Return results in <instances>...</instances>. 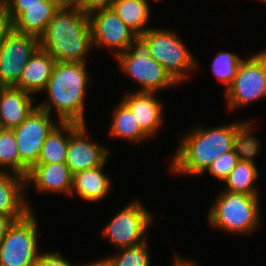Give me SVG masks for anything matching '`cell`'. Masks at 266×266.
<instances>
[{
  "label": "cell",
  "instance_id": "6da1fadb",
  "mask_svg": "<svg viewBox=\"0 0 266 266\" xmlns=\"http://www.w3.org/2000/svg\"><path fill=\"white\" fill-rule=\"evenodd\" d=\"M86 64L87 62H56L48 84L43 90L47 93L48 100L38 103V108L50 115L55 109L60 122L86 124L84 99L91 79Z\"/></svg>",
  "mask_w": 266,
  "mask_h": 266
},
{
  "label": "cell",
  "instance_id": "7a4b0ae2",
  "mask_svg": "<svg viewBox=\"0 0 266 266\" xmlns=\"http://www.w3.org/2000/svg\"><path fill=\"white\" fill-rule=\"evenodd\" d=\"M39 46L56 62H86L93 48L89 15L78 10L59 9L40 36Z\"/></svg>",
  "mask_w": 266,
  "mask_h": 266
},
{
  "label": "cell",
  "instance_id": "3957f363",
  "mask_svg": "<svg viewBox=\"0 0 266 266\" xmlns=\"http://www.w3.org/2000/svg\"><path fill=\"white\" fill-rule=\"evenodd\" d=\"M238 122L214 128L196 127L183 135L171 163L176 174L203 175L212 162L233 150V139Z\"/></svg>",
  "mask_w": 266,
  "mask_h": 266
},
{
  "label": "cell",
  "instance_id": "277c9868",
  "mask_svg": "<svg viewBox=\"0 0 266 266\" xmlns=\"http://www.w3.org/2000/svg\"><path fill=\"white\" fill-rule=\"evenodd\" d=\"M208 212L211 226L228 233L250 234L261 221L258 195L221 192Z\"/></svg>",
  "mask_w": 266,
  "mask_h": 266
},
{
  "label": "cell",
  "instance_id": "5b68a950",
  "mask_svg": "<svg viewBox=\"0 0 266 266\" xmlns=\"http://www.w3.org/2000/svg\"><path fill=\"white\" fill-rule=\"evenodd\" d=\"M177 34L169 29L150 28L141 37L149 46L150 56L179 84L197 67V61Z\"/></svg>",
  "mask_w": 266,
  "mask_h": 266
},
{
  "label": "cell",
  "instance_id": "8992f818",
  "mask_svg": "<svg viewBox=\"0 0 266 266\" xmlns=\"http://www.w3.org/2000/svg\"><path fill=\"white\" fill-rule=\"evenodd\" d=\"M116 59L123 72L142 86L137 92L157 93L177 85L164 67L150 56L149 46L141 36H137L128 50Z\"/></svg>",
  "mask_w": 266,
  "mask_h": 266
},
{
  "label": "cell",
  "instance_id": "52a82bcc",
  "mask_svg": "<svg viewBox=\"0 0 266 266\" xmlns=\"http://www.w3.org/2000/svg\"><path fill=\"white\" fill-rule=\"evenodd\" d=\"M228 109L253 103L266 97V51L242 60L231 86L225 91Z\"/></svg>",
  "mask_w": 266,
  "mask_h": 266
},
{
  "label": "cell",
  "instance_id": "ba28073f",
  "mask_svg": "<svg viewBox=\"0 0 266 266\" xmlns=\"http://www.w3.org/2000/svg\"><path fill=\"white\" fill-rule=\"evenodd\" d=\"M37 218L30 211L14 221L0 243V266H33L41 252L38 248Z\"/></svg>",
  "mask_w": 266,
  "mask_h": 266
},
{
  "label": "cell",
  "instance_id": "9c48e42d",
  "mask_svg": "<svg viewBox=\"0 0 266 266\" xmlns=\"http://www.w3.org/2000/svg\"><path fill=\"white\" fill-rule=\"evenodd\" d=\"M152 218L147 208L135 200L126 205L105 225L101 235L113 243L118 250L137 246L147 241L145 233Z\"/></svg>",
  "mask_w": 266,
  "mask_h": 266
},
{
  "label": "cell",
  "instance_id": "30bf717a",
  "mask_svg": "<svg viewBox=\"0 0 266 266\" xmlns=\"http://www.w3.org/2000/svg\"><path fill=\"white\" fill-rule=\"evenodd\" d=\"M60 123L54 124L51 115L38 107L17 127L13 128L19 157L21 160V176L37 164L41 147L47 136Z\"/></svg>",
  "mask_w": 266,
  "mask_h": 266
},
{
  "label": "cell",
  "instance_id": "8fae6325",
  "mask_svg": "<svg viewBox=\"0 0 266 266\" xmlns=\"http://www.w3.org/2000/svg\"><path fill=\"white\" fill-rule=\"evenodd\" d=\"M37 37L10 29L0 47V87H14L22 70L39 48Z\"/></svg>",
  "mask_w": 266,
  "mask_h": 266
},
{
  "label": "cell",
  "instance_id": "7c38bea8",
  "mask_svg": "<svg viewBox=\"0 0 266 266\" xmlns=\"http://www.w3.org/2000/svg\"><path fill=\"white\" fill-rule=\"evenodd\" d=\"M92 44L94 47L114 49L116 56L128 50L137 35L119 18L112 8L92 12L89 15Z\"/></svg>",
  "mask_w": 266,
  "mask_h": 266
},
{
  "label": "cell",
  "instance_id": "4fadbf2b",
  "mask_svg": "<svg viewBox=\"0 0 266 266\" xmlns=\"http://www.w3.org/2000/svg\"><path fill=\"white\" fill-rule=\"evenodd\" d=\"M85 124L69 122V143L65 164L72 174L106 164L109 151L104 145L88 140Z\"/></svg>",
  "mask_w": 266,
  "mask_h": 266
},
{
  "label": "cell",
  "instance_id": "5bb4252c",
  "mask_svg": "<svg viewBox=\"0 0 266 266\" xmlns=\"http://www.w3.org/2000/svg\"><path fill=\"white\" fill-rule=\"evenodd\" d=\"M0 10L9 19L12 30L39 39L59 9L51 0H43L42 5L0 6Z\"/></svg>",
  "mask_w": 266,
  "mask_h": 266
},
{
  "label": "cell",
  "instance_id": "9a60e30c",
  "mask_svg": "<svg viewBox=\"0 0 266 266\" xmlns=\"http://www.w3.org/2000/svg\"><path fill=\"white\" fill-rule=\"evenodd\" d=\"M156 93H127L122 102L130 109L141 129L151 138L163 123V106Z\"/></svg>",
  "mask_w": 266,
  "mask_h": 266
},
{
  "label": "cell",
  "instance_id": "2e32d148",
  "mask_svg": "<svg viewBox=\"0 0 266 266\" xmlns=\"http://www.w3.org/2000/svg\"><path fill=\"white\" fill-rule=\"evenodd\" d=\"M24 187L26 183L23 176L9 171H0V214L18 221L32 211L25 200L24 196L28 190Z\"/></svg>",
  "mask_w": 266,
  "mask_h": 266
},
{
  "label": "cell",
  "instance_id": "e0dca14e",
  "mask_svg": "<svg viewBox=\"0 0 266 266\" xmlns=\"http://www.w3.org/2000/svg\"><path fill=\"white\" fill-rule=\"evenodd\" d=\"M26 187L31 183L35 184L36 189L43 193H64L70 195L72 185V173L65 164H36L25 177Z\"/></svg>",
  "mask_w": 266,
  "mask_h": 266
},
{
  "label": "cell",
  "instance_id": "ac0fdd59",
  "mask_svg": "<svg viewBox=\"0 0 266 266\" xmlns=\"http://www.w3.org/2000/svg\"><path fill=\"white\" fill-rule=\"evenodd\" d=\"M31 93L15 87H0V123L3 129H13L38 106Z\"/></svg>",
  "mask_w": 266,
  "mask_h": 266
},
{
  "label": "cell",
  "instance_id": "d6986e66",
  "mask_svg": "<svg viewBox=\"0 0 266 266\" xmlns=\"http://www.w3.org/2000/svg\"><path fill=\"white\" fill-rule=\"evenodd\" d=\"M55 64L53 56L39 47L22 70L18 83L14 87L32 95L43 92Z\"/></svg>",
  "mask_w": 266,
  "mask_h": 266
},
{
  "label": "cell",
  "instance_id": "ffe728a7",
  "mask_svg": "<svg viewBox=\"0 0 266 266\" xmlns=\"http://www.w3.org/2000/svg\"><path fill=\"white\" fill-rule=\"evenodd\" d=\"M104 165L72 174L70 195L76 192L79 197L90 202L104 199L112 185L103 173Z\"/></svg>",
  "mask_w": 266,
  "mask_h": 266
},
{
  "label": "cell",
  "instance_id": "44dd1931",
  "mask_svg": "<svg viewBox=\"0 0 266 266\" xmlns=\"http://www.w3.org/2000/svg\"><path fill=\"white\" fill-rule=\"evenodd\" d=\"M148 0H115L112 9L137 36L148 29L150 9Z\"/></svg>",
  "mask_w": 266,
  "mask_h": 266
},
{
  "label": "cell",
  "instance_id": "7402d4cb",
  "mask_svg": "<svg viewBox=\"0 0 266 266\" xmlns=\"http://www.w3.org/2000/svg\"><path fill=\"white\" fill-rule=\"evenodd\" d=\"M110 135L126 139L131 142L141 143L150 137L141 129L130 109L120 101L113 110Z\"/></svg>",
  "mask_w": 266,
  "mask_h": 266
},
{
  "label": "cell",
  "instance_id": "603a6c76",
  "mask_svg": "<svg viewBox=\"0 0 266 266\" xmlns=\"http://www.w3.org/2000/svg\"><path fill=\"white\" fill-rule=\"evenodd\" d=\"M68 143L69 122H60L43 143L37 164L65 162Z\"/></svg>",
  "mask_w": 266,
  "mask_h": 266
},
{
  "label": "cell",
  "instance_id": "cb8c5ba5",
  "mask_svg": "<svg viewBox=\"0 0 266 266\" xmlns=\"http://www.w3.org/2000/svg\"><path fill=\"white\" fill-rule=\"evenodd\" d=\"M258 175L259 171L256 164L238 161L235 168L223 181L227 186L224 191L246 195H259L255 185Z\"/></svg>",
  "mask_w": 266,
  "mask_h": 266
},
{
  "label": "cell",
  "instance_id": "d4e9b609",
  "mask_svg": "<svg viewBox=\"0 0 266 266\" xmlns=\"http://www.w3.org/2000/svg\"><path fill=\"white\" fill-rule=\"evenodd\" d=\"M251 124V121L238 122L233 139V150L239 161L255 164L254 157L259 153L260 143L255 136H251L253 132L252 126H254Z\"/></svg>",
  "mask_w": 266,
  "mask_h": 266
},
{
  "label": "cell",
  "instance_id": "484cf974",
  "mask_svg": "<svg viewBox=\"0 0 266 266\" xmlns=\"http://www.w3.org/2000/svg\"><path fill=\"white\" fill-rule=\"evenodd\" d=\"M7 168L9 172L21 176V160L12 129L0 131V171H7Z\"/></svg>",
  "mask_w": 266,
  "mask_h": 266
},
{
  "label": "cell",
  "instance_id": "4316f807",
  "mask_svg": "<svg viewBox=\"0 0 266 266\" xmlns=\"http://www.w3.org/2000/svg\"><path fill=\"white\" fill-rule=\"evenodd\" d=\"M243 59L238 54L219 51L212 62V72L225 86V91L231 86L239 65Z\"/></svg>",
  "mask_w": 266,
  "mask_h": 266
},
{
  "label": "cell",
  "instance_id": "83f0119b",
  "mask_svg": "<svg viewBox=\"0 0 266 266\" xmlns=\"http://www.w3.org/2000/svg\"><path fill=\"white\" fill-rule=\"evenodd\" d=\"M147 242L120 249L121 253L107 256L110 266H151Z\"/></svg>",
  "mask_w": 266,
  "mask_h": 266
},
{
  "label": "cell",
  "instance_id": "f1b7e54d",
  "mask_svg": "<svg viewBox=\"0 0 266 266\" xmlns=\"http://www.w3.org/2000/svg\"><path fill=\"white\" fill-rule=\"evenodd\" d=\"M238 161L236 153L231 150L215 159L205 172L208 171L210 175L223 182L235 168Z\"/></svg>",
  "mask_w": 266,
  "mask_h": 266
},
{
  "label": "cell",
  "instance_id": "f546056e",
  "mask_svg": "<svg viewBox=\"0 0 266 266\" xmlns=\"http://www.w3.org/2000/svg\"><path fill=\"white\" fill-rule=\"evenodd\" d=\"M33 266H74L63 258L59 250L55 253H41Z\"/></svg>",
  "mask_w": 266,
  "mask_h": 266
},
{
  "label": "cell",
  "instance_id": "4dcf8cb0",
  "mask_svg": "<svg viewBox=\"0 0 266 266\" xmlns=\"http://www.w3.org/2000/svg\"><path fill=\"white\" fill-rule=\"evenodd\" d=\"M115 0H83V13L90 15L92 12L112 8Z\"/></svg>",
  "mask_w": 266,
  "mask_h": 266
},
{
  "label": "cell",
  "instance_id": "1f68e13d",
  "mask_svg": "<svg viewBox=\"0 0 266 266\" xmlns=\"http://www.w3.org/2000/svg\"><path fill=\"white\" fill-rule=\"evenodd\" d=\"M58 9L83 12V0H51Z\"/></svg>",
  "mask_w": 266,
  "mask_h": 266
},
{
  "label": "cell",
  "instance_id": "d6a6232c",
  "mask_svg": "<svg viewBox=\"0 0 266 266\" xmlns=\"http://www.w3.org/2000/svg\"><path fill=\"white\" fill-rule=\"evenodd\" d=\"M43 0H0V6H33L42 5Z\"/></svg>",
  "mask_w": 266,
  "mask_h": 266
},
{
  "label": "cell",
  "instance_id": "836d02e7",
  "mask_svg": "<svg viewBox=\"0 0 266 266\" xmlns=\"http://www.w3.org/2000/svg\"><path fill=\"white\" fill-rule=\"evenodd\" d=\"M14 220L6 215L0 214V243L6 236L9 227L13 224Z\"/></svg>",
  "mask_w": 266,
  "mask_h": 266
},
{
  "label": "cell",
  "instance_id": "e575fe53",
  "mask_svg": "<svg viewBox=\"0 0 266 266\" xmlns=\"http://www.w3.org/2000/svg\"><path fill=\"white\" fill-rule=\"evenodd\" d=\"M11 29V23L7 17L4 16L2 11L0 10V47L4 36L9 32Z\"/></svg>",
  "mask_w": 266,
  "mask_h": 266
},
{
  "label": "cell",
  "instance_id": "d590c367",
  "mask_svg": "<svg viewBox=\"0 0 266 266\" xmlns=\"http://www.w3.org/2000/svg\"><path fill=\"white\" fill-rule=\"evenodd\" d=\"M172 266H198V264L192 260H185V258L177 256Z\"/></svg>",
  "mask_w": 266,
  "mask_h": 266
},
{
  "label": "cell",
  "instance_id": "8d00e7d4",
  "mask_svg": "<svg viewBox=\"0 0 266 266\" xmlns=\"http://www.w3.org/2000/svg\"><path fill=\"white\" fill-rule=\"evenodd\" d=\"M82 266H110L109 261L107 260V258H103L102 260H97L94 263H88V264H83Z\"/></svg>",
  "mask_w": 266,
  "mask_h": 266
},
{
  "label": "cell",
  "instance_id": "74e56055",
  "mask_svg": "<svg viewBox=\"0 0 266 266\" xmlns=\"http://www.w3.org/2000/svg\"><path fill=\"white\" fill-rule=\"evenodd\" d=\"M258 1L263 2V3H264V2L266 3V0H258Z\"/></svg>",
  "mask_w": 266,
  "mask_h": 266
}]
</instances>
